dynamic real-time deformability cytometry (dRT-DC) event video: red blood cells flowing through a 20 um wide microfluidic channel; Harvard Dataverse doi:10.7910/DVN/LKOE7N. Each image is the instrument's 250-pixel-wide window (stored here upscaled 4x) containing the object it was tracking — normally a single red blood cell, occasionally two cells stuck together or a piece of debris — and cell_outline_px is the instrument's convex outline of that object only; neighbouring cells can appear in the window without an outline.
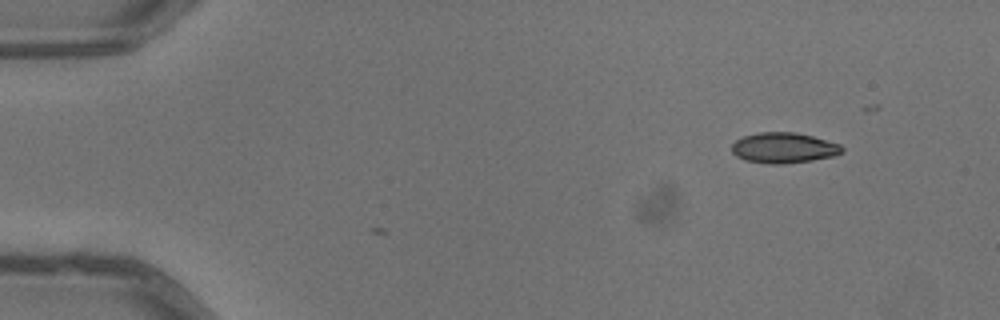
{"species": "common noctule bat (a hibernating species)", "species_latin": "Nyctalus noctula", "temperature_condition": "warm", "stored_images_in_passage": 4, "camera_frame_rate_fps": 3000, "um_per_image_px": 0.085, "animal": {"sex": "male", "body_mass_g": 13.3}, "frame": {"image": 1, "passage_image": 1, "time_ms": 0.0, "image_size_px": [1000, 320], "cell_outline_px": [[844, 152], [836, 156], [812, 160], [784, 164], [768, 164], [744, 160], [736, 156], [732, 152], [732, 144], [736, 140], [744, 136], [760, 132], [792, 132], [812, 136], [840, 144], [844, 148]], "centroid_in_image_um": [66.63, 12.58], "position_along_channel_um": 18.4, "area_um2": 19.71}}
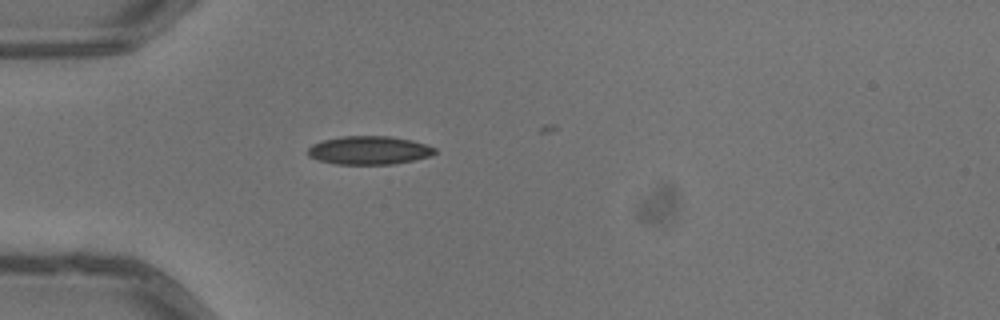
{"frame": {"image": 2, "passage_image": 4, "time_ms": 1.0, "image_size_px": [1000, 320], "cell_outline_px": [[436, 152], [428, 156], [412, 160], [392, 164], [336, 164], [320, 160], [308, 156], [308, 148], [312, 144], [324, 140], [340, 136], [392, 136], [412, 140], [436, 148]], "centroid_in_image_um": [31.35, 12.76], "position_along_channel_um": 53.6, "area_um2": 20.87}}